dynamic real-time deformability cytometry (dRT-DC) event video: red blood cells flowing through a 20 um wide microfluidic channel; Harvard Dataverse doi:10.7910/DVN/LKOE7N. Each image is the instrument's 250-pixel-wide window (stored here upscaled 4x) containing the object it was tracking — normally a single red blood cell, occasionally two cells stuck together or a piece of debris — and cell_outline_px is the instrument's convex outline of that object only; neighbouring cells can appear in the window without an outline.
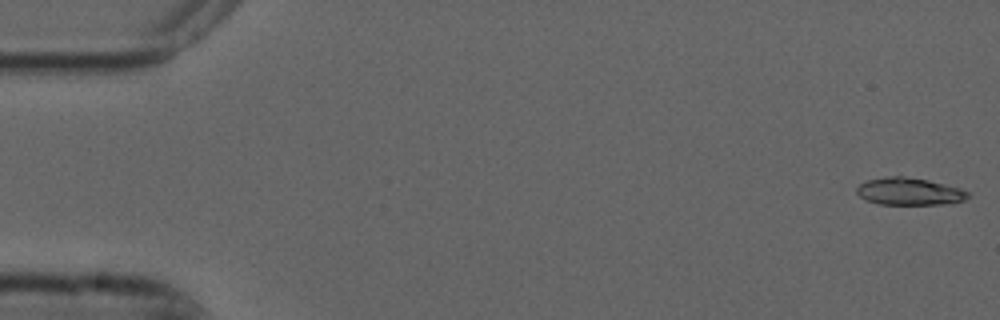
{"species": "common noctule bat (a hibernating species)", "species_latin": "Nyctalus noctula", "temperature_condition": "cold", "stored_images_in_passage": 5, "camera_frame_rate_fps": 3000, "um_per_image_px": 0.085, "animal": {"sex": "male", "forearm_length_mm": 52.5}, "frame": {"image": 1, "passage_image": 1, "time_ms": 0.0, "image_size_px": [1000, 320], "cell_outline_px": [[968, 196], [964, 200], [952, 204], [880, 204], [868, 200], [860, 196], [856, 192], [856, 188], [860, 184], [868, 180], [884, 176], [904, 176], [928, 180], [960, 188], [968, 192]], "centroid_in_image_um": [77.3, 16.27], "position_along_channel_um": 7.7, "area_um2": 17.63}}
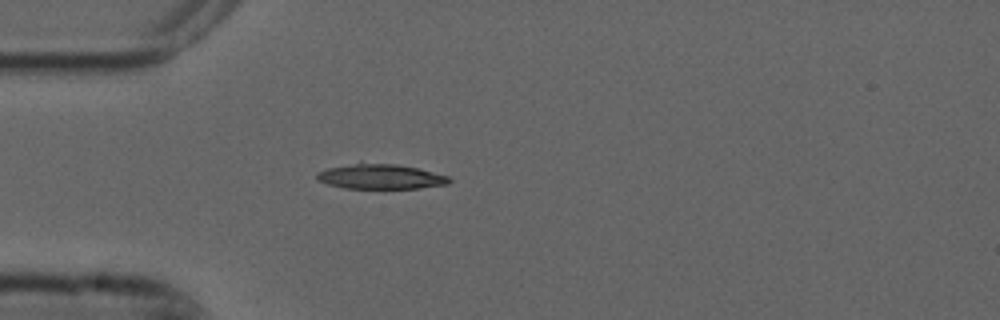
{"frame": {"image": 2, "passage_image": 5, "time_ms": 1.333, "image_size_px": [1000, 320], "cell_outline_px": [[452, 180], [448, 184], [420, 188], [344, 188], [328, 184], [316, 180], [316, 176], [320, 172], [328, 168], [360, 160], [396, 164], [416, 168], [448, 176]], "centroid_in_image_um": [32.3, 14.98], "position_along_channel_um": 52.7, "area_um2": 19.59}}